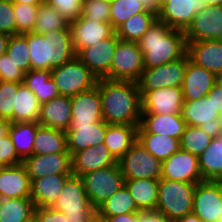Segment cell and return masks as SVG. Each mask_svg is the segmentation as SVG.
Returning <instances> with one entry per match:
<instances>
[{
  "label": "cell",
  "mask_w": 222,
  "mask_h": 222,
  "mask_svg": "<svg viewBox=\"0 0 222 222\" xmlns=\"http://www.w3.org/2000/svg\"><path fill=\"white\" fill-rule=\"evenodd\" d=\"M72 175H48L31 182V196L35 208L51 207Z\"/></svg>",
  "instance_id": "cell-28"
},
{
  "label": "cell",
  "mask_w": 222,
  "mask_h": 222,
  "mask_svg": "<svg viewBox=\"0 0 222 222\" xmlns=\"http://www.w3.org/2000/svg\"><path fill=\"white\" fill-rule=\"evenodd\" d=\"M108 222H140V212L129 214H119L118 216L110 217Z\"/></svg>",
  "instance_id": "cell-54"
},
{
  "label": "cell",
  "mask_w": 222,
  "mask_h": 222,
  "mask_svg": "<svg viewBox=\"0 0 222 222\" xmlns=\"http://www.w3.org/2000/svg\"><path fill=\"white\" fill-rule=\"evenodd\" d=\"M83 0H45V4L52 6L69 24L81 16Z\"/></svg>",
  "instance_id": "cell-47"
},
{
  "label": "cell",
  "mask_w": 222,
  "mask_h": 222,
  "mask_svg": "<svg viewBox=\"0 0 222 222\" xmlns=\"http://www.w3.org/2000/svg\"><path fill=\"white\" fill-rule=\"evenodd\" d=\"M119 40L114 32L110 37L82 49L76 56L98 79H109L111 61Z\"/></svg>",
  "instance_id": "cell-14"
},
{
  "label": "cell",
  "mask_w": 222,
  "mask_h": 222,
  "mask_svg": "<svg viewBox=\"0 0 222 222\" xmlns=\"http://www.w3.org/2000/svg\"><path fill=\"white\" fill-rule=\"evenodd\" d=\"M80 178L90 203L96 209L124 185V177L118 163L90 171Z\"/></svg>",
  "instance_id": "cell-7"
},
{
  "label": "cell",
  "mask_w": 222,
  "mask_h": 222,
  "mask_svg": "<svg viewBox=\"0 0 222 222\" xmlns=\"http://www.w3.org/2000/svg\"><path fill=\"white\" fill-rule=\"evenodd\" d=\"M23 83L35 93L41 104L60 96L50 70H29L25 73Z\"/></svg>",
  "instance_id": "cell-35"
},
{
  "label": "cell",
  "mask_w": 222,
  "mask_h": 222,
  "mask_svg": "<svg viewBox=\"0 0 222 222\" xmlns=\"http://www.w3.org/2000/svg\"><path fill=\"white\" fill-rule=\"evenodd\" d=\"M110 24L114 30L130 17L146 12L140 0H110Z\"/></svg>",
  "instance_id": "cell-42"
},
{
  "label": "cell",
  "mask_w": 222,
  "mask_h": 222,
  "mask_svg": "<svg viewBox=\"0 0 222 222\" xmlns=\"http://www.w3.org/2000/svg\"><path fill=\"white\" fill-rule=\"evenodd\" d=\"M186 41L213 40L222 42V5H209L197 12L185 31Z\"/></svg>",
  "instance_id": "cell-16"
},
{
  "label": "cell",
  "mask_w": 222,
  "mask_h": 222,
  "mask_svg": "<svg viewBox=\"0 0 222 222\" xmlns=\"http://www.w3.org/2000/svg\"><path fill=\"white\" fill-rule=\"evenodd\" d=\"M216 84V74L191 62L187 55V67L182 83L184 101L205 97Z\"/></svg>",
  "instance_id": "cell-22"
},
{
  "label": "cell",
  "mask_w": 222,
  "mask_h": 222,
  "mask_svg": "<svg viewBox=\"0 0 222 222\" xmlns=\"http://www.w3.org/2000/svg\"><path fill=\"white\" fill-rule=\"evenodd\" d=\"M186 54L194 64L216 75L222 72V42L213 40L187 41Z\"/></svg>",
  "instance_id": "cell-23"
},
{
  "label": "cell",
  "mask_w": 222,
  "mask_h": 222,
  "mask_svg": "<svg viewBox=\"0 0 222 222\" xmlns=\"http://www.w3.org/2000/svg\"><path fill=\"white\" fill-rule=\"evenodd\" d=\"M205 7L202 0H164L160 2L157 19L172 29L186 31L196 13Z\"/></svg>",
  "instance_id": "cell-15"
},
{
  "label": "cell",
  "mask_w": 222,
  "mask_h": 222,
  "mask_svg": "<svg viewBox=\"0 0 222 222\" xmlns=\"http://www.w3.org/2000/svg\"><path fill=\"white\" fill-rule=\"evenodd\" d=\"M124 185L140 211L156 210L159 179H124Z\"/></svg>",
  "instance_id": "cell-30"
},
{
  "label": "cell",
  "mask_w": 222,
  "mask_h": 222,
  "mask_svg": "<svg viewBox=\"0 0 222 222\" xmlns=\"http://www.w3.org/2000/svg\"><path fill=\"white\" fill-rule=\"evenodd\" d=\"M0 32L10 36L16 34V19L10 0H0Z\"/></svg>",
  "instance_id": "cell-49"
},
{
  "label": "cell",
  "mask_w": 222,
  "mask_h": 222,
  "mask_svg": "<svg viewBox=\"0 0 222 222\" xmlns=\"http://www.w3.org/2000/svg\"><path fill=\"white\" fill-rule=\"evenodd\" d=\"M144 70L138 42L119 40L111 61L109 79L137 82Z\"/></svg>",
  "instance_id": "cell-9"
},
{
  "label": "cell",
  "mask_w": 222,
  "mask_h": 222,
  "mask_svg": "<svg viewBox=\"0 0 222 222\" xmlns=\"http://www.w3.org/2000/svg\"><path fill=\"white\" fill-rule=\"evenodd\" d=\"M144 69H152L180 59L187 53L185 31L172 29L156 19L138 41Z\"/></svg>",
  "instance_id": "cell-2"
},
{
  "label": "cell",
  "mask_w": 222,
  "mask_h": 222,
  "mask_svg": "<svg viewBox=\"0 0 222 222\" xmlns=\"http://www.w3.org/2000/svg\"><path fill=\"white\" fill-rule=\"evenodd\" d=\"M196 184L160 178L155 211L172 222L191 214Z\"/></svg>",
  "instance_id": "cell-4"
},
{
  "label": "cell",
  "mask_w": 222,
  "mask_h": 222,
  "mask_svg": "<svg viewBox=\"0 0 222 222\" xmlns=\"http://www.w3.org/2000/svg\"><path fill=\"white\" fill-rule=\"evenodd\" d=\"M140 222H172L157 211H141Z\"/></svg>",
  "instance_id": "cell-52"
},
{
  "label": "cell",
  "mask_w": 222,
  "mask_h": 222,
  "mask_svg": "<svg viewBox=\"0 0 222 222\" xmlns=\"http://www.w3.org/2000/svg\"><path fill=\"white\" fill-rule=\"evenodd\" d=\"M124 179H160L162 162L157 160L137 140L118 161Z\"/></svg>",
  "instance_id": "cell-8"
},
{
  "label": "cell",
  "mask_w": 222,
  "mask_h": 222,
  "mask_svg": "<svg viewBox=\"0 0 222 222\" xmlns=\"http://www.w3.org/2000/svg\"><path fill=\"white\" fill-rule=\"evenodd\" d=\"M51 78L61 96L73 97L94 88L98 78L75 56L70 61L54 67Z\"/></svg>",
  "instance_id": "cell-6"
},
{
  "label": "cell",
  "mask_w": 222,
  "mask_h": 222,
  "mask_svg": "<svg viewBox=\"0 0 222 222\" xmlns=\"http://www.w3.org/2000/svg\"><path fill=\"white\" fill-rule=\"evenodd\" d=\"M198 162L203 180L222 179V134L211 140L204 152L198 156Z\"/></svg>",
  "instance_id": "cell-31"
},
{
  "label": "cell",
  "mask_w": 222,
  "mask_h": 222,
  "mask_svg": "<svg viewBox=\"0 0 222 222\" xmlns=\"http://www.w3.org/2000/svg\"><path fill=\"white\" fill-rule=\"evenodd\" d=\"M186 126L180 114L142 113L137 133L168 135L180 140Z\"/></svg>",
  "instance_id": "cell-26"
},
{
  "label": "cell",
  "mask_w": 222,
  "mask_h": 222,
  "mask_svg": "<svg viewBox=\"0 0 222 222\" xmlns=\"http://www.w3.org/2000/svg\"><path fill=\"white\" fill-rule=\"evenodd\" d=\"M193 214L203 222H222V183L203 180L196 184Z\"/></svg>",
  "instance_id": "cell-11"
},
{
  "label": "cell",
  "mask_w": 222,
  "mask_h": 222,
  "mask_svg": "<svg viewBox=\"0 0 222 222\" xmlns=\"http://www.w3.org/2000/svg\"><path fill=\"white\" fill-rule=\"evenodd\" d=\"M72 119L70 125H85L104 121L99 87L71 97Z\"/></svg>",
  "instance_id": "cell-19"
},
{
  "label": "cell",
  "mask_w": 222,
  "mask_h": 222,
  "mask_svg": "<svg viewBox=\"0 0 222 222\" xmlns=\"http://www.w3.org/2000/svg\"><path fill=\"white\" fill-rule=\"evenodd\" d=\"M11 121L0 117V141L9 134Z\"/></svg>",
  "instance_id": "cell-56"
},
{
  "label": "cell",
  "mask_w": 222,
  "mask_h": 222,
  "mask_svg": "<svg viewBox=\"0 0 222 222\" xmlns=\"http://www.w3.org/2000/svg\"><path fill=\"white\" fill-rule=\"evenodd\" d=\"M93 222H108L106 220L100 219L98 216H96L93 220Z\"/></svg>",
  "instance_id": "cell-63"
},
{
  "label": "cell",
  "mask_w": 222,
  "mask_h": 222,
  "mask_svg": "<svg viewBox=\"0 0 222 222\" xmlns=\"http://www.w3.org/2000/svg\"><path fill=\"white\" fill-rule=\"evenodd\" d=\"M34 211L31 198L2 199L0 222H23L33 216Z\"/></svg>",
  "instance_id": "cell-39"
},
{
  "label": "cell",
  "mask_w": 222,
  "mask_h": 222,
  "mask_svg": "<svg viewBox=\"0 0 222 222\" xmlns=\"http://www.w3.org/2000/svg\"><path fill=\"white\" fill-rule=\"evenodd\" d=\"M6 54L25 73L31 70L27 33L11 35L8 40Z\"/></svg>",
  "instance_id": "cell-41"
},
{
  "label": "cell",
  "mask_w": 222,
  "mask_h": 222,
  "mask_svg": "<svg viewBox=\"0 0 222 222\" xmlns=\"http://www.w3.org/2000/svg\"><path fill=\"white\" fill-rule=\"evenodd\" d=\"M144 9L155 13L156 15L159 12L160 1L159 0H140Z\"/></svg>",
  "instance_id": "cell-55"
},
{
  "label": "cell",
  "mask_w": 222,
  "mask_h": 222,
  "mask_svg": "<svg viewBox=\"0 0 222 222\" xmlns=\"http://www.w3.org/2000/svg\"><path fill=\"white\" fill-rule=\"evenodd\" d=\"M38 7L39 6L13 3L16 19V34L33 32L37 19Z\"/></svg>",
  "instance_id": "cell-45"
},
{
  "label": "cell",
  "mask_w": 222,
  "mask_h": 222,
  "mask_svg": "<svg viewBox=\"0 0 222 222\" xmlns=\"http://www.w3.org/2000/svg\"><path fill=\"white\" fill-rule=\"evenodd\" d=\"M138 126L108 124L104 144L112 156L119 161L137 141Z\"/></svg>",
  "instance_id": "cell-29"
},
{
  "label": "cell",
  "mask_w": 222,
  "mask_h": 222,
  "mask_svg": "<svg viewBox=\"0 0 222 222\" xmlns=\"http://www.w3.org/2000/svg\"><path fill=\"white\" fill-rule=\"evenodd\" d=\"M1 205H2V198L0 197V211H1Z\"/></svg>",
  "instance_id": "cell-65"
},
{
  "label": "cell",
  "mask_w": 222,
  "mask_h": 222,
  "mask_svg": "<svg viewBox=\"0 0 222 222\" xmlns=\"http://www.w3.org/2000/svg\"><path fill=\"white\" fill-rule=\"evenodd\" d=\"M161 178L187 183L203 181L198 156L180 149L162 162Z\"/></svg>",
  "instance_id": "cell-18"
},
{
  "label": "cell",
  "mask_w": 222,
  "mask_h": 222,
  "mask_svg": "<svg viewBox=\"0 0 222 222\" xmlns=\"http://www.w3.org/2000/svg\"><path fill=\"white\" fill-rule=\"evenodd\" d=\"M212 139L199 126L187 125L180 139V149L199 156L208 147Z\"/></svg>",
  "instance_id": "cell-43"
},
{
  "label": "cell",
  "mask_w": 222,
  "mask_h": 222,
  "mask_svg": "<svg viewBox=\"0 0 222 222\" xmlns=\"http://www.w3.org/2000/svg\"><path fill=\"white\" fill-rule=\"evenodd\" d=\"M22 83L0 81V117L13 123V110L18 87Z\"/></svg>",
  "instance_id": "cell-46"
},
{
  "label": "cell",
  "mask_w": 222,
  "mask_h": 222,
  "mask_svg": "<svg viewBox=\"0 0 222 222\" xmlns=\"http://www.w3.org/2000/svg\"><path fill=\"white\" fill-rule=\"evenodd\" d=\"M187 67V54L177 60L152 69H144L137 81L139 90L181 87Z\"/></svg>",
  "instance_id": "cell-12"
},
{
  "label": "cell",
  "mask_w": 222,
  "mask_h": 222,
  "mask_svg": "<svg viewBox=\"0 0 222 222\" xmlns=\"http://www.w3.org/2000/svg\"><path fill=\"white\" fill-rule=\"evenodd\" d=\"M156 19L155 13L142 12L130 17L115 32L120 40L138 42Z\"/></svg>",
  "instance_id": "cell-38"
},
{
  "label": "cell",
  "mask_w": 222,
  "mask_h": 222,
  "mask_svg": "<svg viewBox=\"0 0 222 222\" xmlns=\"http://www.w3.org/2000/svg\"><path fill=\"white\" fill-rule=\"evenodd\" d=\"M70 28L76 55L82 49L93 46V44L110 37L115 32L110 23L91 22L82 16L71 22Z\"/></svg>",
  "instance_id": "cell-21"
},
{
  "label": "cell",
  "mask_w": 222,
  "mask_h": 222,
  "mask_svg": "<svg viewBox=\"0 0 222 222\" xmlns=\"http://www.w3.org/2000/svg\"><path fill=\"white\" fill-rule=\"evenodd\" d=\"M34 214L38 222H68L66 214L52 207H37Z\"/></svg>",
  "instance_id": "cell-51"
},
{
  "label": "cell",
  "mask_w": 222,
  "mask_h": 222,
  "mask_svg": "<svg viewBox=\"0 0 222 222\" xmlns=\"http://www.w3.org/2000/svg\"><path fill=\"white\" fill-rule=\"evenodd\" d=\"M96 210L97 216L106 221L110 217L118 216L119 214L141 212L125 185L104 201Z\"/></svg>",
  "instance_id": "cell-36"
},
{
  "label": "cell",
  "mask_w": 222,
  "mask_h": 222,
  "mask_svg": "<svg viewBox=\"0 0 222 222\" xmlns=\"http://www.w3.org/2000/svg\"><path fill=\"white\" fill-rule=\"evenodd\" d=\"M9 134L0 141V167L15 166L22 163Z\"/></svg>",
  "instance_id": "cell-50"
},
{
  "label": "cell",
  "mask_w": 222,
  "mask_h": 222,
  "mask_svg": "<svg viewBox=\"0 0 222 222\" xmlns=\"http://www.w3.org/2000/svg\"><path fill=\"white\" fill-rule=\"evenodd\" d=\"M175 222H203L197 215L191 213L177 219Z\"/></svg>",
  "instance_id": "cell-58"
},
{
  "label": "cell",
  "mask_w": 222,
  "mask_h": 222,
  "mask_svg": "<svg viewBox=\"0 0 222 222\" xmlns=\"http://www.w3.org/2000/svg\"><path fill=\"white\" fill-rule=\"evenodd\" d=\"M31 70H52L76 56L70 25L44 35L27 33Z\"/></svg>",
  "instance_id": "cell-3"
},
{
  "label": "cell",
  "mask_w": 222,
  "mask_h": 222,
  "mask_svg": "<svg viewBox=\"0 0 222 222\" xmlns=\"http://www.w3.org/2000/svg\"><path fill=\"white\" fill-rule=\"evenodd\" d=\"M23 222H38L36 215L34 214L31 216L28 220L23 221Z\"/></svg>",
  "instance_id": "cell-62"
},
{
  "label": "cell",
  "mask_w": 222,
  "mask_h": 222,
  "mask_svg": "<svg viewBox=\"0 0 222 222\" xmlns=\"http://www.w3.org/2000/svg\"><path fill=\"white\" fill-rule=\"evenodd\" d=\"M139 91L141 93L142 113L180 114V110L184 105L181 87Z\"/></svg>",
  "instance_id": "cell-17"
},
{
  "label": "cell",
  "mask_w": 222,
  "mask_h": 222,
  "mask_svg": "<svg viewBox=\"0 0 222 222\" xmlns=\"http://www.w3.org/2000/svg\"><path fill=\"white\" fill-rule=\"evenodd\" d=\"M41 103L35 93L24 83L17 90L13 110V123L37 122L40 115Z\"/></svg>",
  "instance_id": "cell-32"
},
{
  "label": "cell",
  "mask_w": 222,
  "mask_h": 222,
  "mask_svg": "<svg viewBox=\"0 0 222 222\" xmlns=\"http://www.w3.org/2000/svg\"><path fill=\"white\" fill-rule=\"evenodd\" d=\"M69 25L70 24L52 6L44 3L38 7L33 32L44 35L54 30H64Z\"/></svg>",
  "instance_id": "cell-40"
},
{
  "label": "cell",
  "mask_w": 222,
  "mask_h": 222,
  "mask_svg": "<svg viewBox=\"0 0 222 222\" xmlns=\"http://www.w3.org/2000/svg\"><path fill=\"white\" fill-rule=\"evenodd\" d=\"M31 181L24 165L0 167V197L30 198Z\"/></svg>",
  "instance_id": "cell-25"
},
{
  "label": "cell",
  "mask_w": 222,
  "mask_h": 222,
  "mask_svg": "<svg viewBox=\"0 0 222 222\" xmlns=\"http://www.w3.org/2000/svg\"><path fill=\"white\" fill-rule=\"evenodd\" d=\"M110 0H83L81 16L96 23H110Z\"/></svg>",
  "instance_id": "cell-44"
},
{
  "label": "cell",
  "mask_w": 222,
  "mask_h": 222,
  "mask_svg": "<svg viewBox=\"0 0 222 222\" xmlns=\"http://www.w3.org/2000/svg\"><path fill=\"white\" fill-rule=\"evenodd\" d=\"M71 110V97L60 95L41 104L37 122L44 127L66 131L72 119Z\"/></svg>",
  "instance_id": "cell-27"
},
{
  "label": "cell",
  "mask_w": 222,
  "mask_h": 222,
  "mask_svg": "<svg viewBox=\"0 0 222 222\" xmlns=\"http://www.w3.org/2000/svg\"><path fill=\"white\" fill-rule=\"evenodd\" d=\"M208 94H212V101L215 109H218L219 114L222 112V88L215 84Z\"/></svg>",
  "instance_id": "cell-53"
},
{
  "label": "cell",
  "mask_w": 222,
  "mask_h": 222,
  "mask_svg": "<svg viewBox=\"0 0 222 222\" xmlns=\"http://www.w3.org/2000/svg\"><path fill=\"white\" fill-rule=\"evenodd\" d=\"M39 126L38 122L11 123L9 136L17 154L22 159L33 154L34 138Z\"/></svg>",
  "instance_id": "cell-37"
},
{
  "label": "cell",
  "mask_w": 222,
  "mask_h": 222,
  "mask_svg": "<svg viewBox=\"0 0 222 222\" xmlns=\"http://www.w3.org/2000/svg\"><path fill=\"white\" fill-rule=\"evenodd\" d=\"M67 215L68 222H93L97 216L96 208L90 203L84 191L82 179L79 176H70L51 206Z\"/></svg>",
  "instance_id": "cell-5"
},
{
  "label": "cell",
  "mask_w": 222,
  "mask_h": 222,
  "mask_svg": "<svg viewBox=\"0 0 222 222\" xmlns=\"http://www.w3.org/2000/svg\"><path fill=\"white\" fill-rule=\"evenodd\" d=\"M108 124L105 121L85 125H69L66 132L67 151L75 153L104 142Z\"/></svg>",
  "instance_id": "cell-20"
},
{
  "label": "cell",
  "mask_w": 222,
  "mask_h": 222,
  "mask_svg": "<svg viewBox=\"0 0 222 222\" xmlns=\"http://www.w3.org/2000/svg\"><path fill=\"white\" fill-rule=\"evenodd\" d=\"M137 140L161 162L180 150V140L168 135L137 133Z\"/></svg>",
  "instance_id": "cell-34"
},
{
  "label": "cell",
  "mask_w": 222,
  "mask_h": 222,
  "mask_svg": "<svg viewBox=\"0 0 222 222\" xmlns=\"http://www.w3.org/2000/svg\"><path fill=\"white\" fill-rule=\"evenodd\" d=\"M12 3L28 4L39 6L45 3V0H10Z\"/></svg>",
  "instance_id": "cell-59"
},
{
  "label": "cell",
  "mask_w": 222,
  "mask_h": 222,
  "mask_svg": "<svg viewBox=\"0 0 222 222\" xmlns=\"http://www.w3.org/2000/svg\"><path fill=\"white\" fill-rule=\"evenodd\" d=\"M67 151L66 132L39 126L34 138L33 154H52Z\"/></svg>",
  "instance_id": "cell-33"
},
{
  "label": "cell",
  "mask_w": 222,
  "mask_h": 222,
  "mask_svg": "<svg viewBox=\"0 0 222 222\" xmlns=\"http://www.w3.org/2000/svg\"><path fill=\"white\" fill-rule=\"evenodd\" d=\"M206 6L214 5V6H221L222 0H202Z\"/></svg>",
  "instance_id": "cell-60"
},
{
  "label": "cell",
  "mask_w": 222,
  "mask_h": 222,
  "mask_svg": "<svg viewBox=\"0 0 222 222\" xmlns=\"http://www.w3.org/2000/svg\"><path fill=\"white\" fill-rule=\"evenodd\" d=\"M97 86L102 117L107 124L140 125L142 102L137 82L101 78Z\"/></svg>",
  "instance_id": "cell-1"
},
{
  "label": "cell",
  "mask_w": 222,
  "mask_h": 222,
  "mask_svg": "<svg viewBox=\"0 0 222 222\" xmlns=\"http://www.w3.org/2000/svg\"><path fill=\"white\" fill-rule=\"evenodd\" d=\"M180 116L186 125L199 126L212 138L222 134L219 112L213 105L212 94H207L198 100L184 101Z\"/></svg>",
  "instance_id": "cell-10"
},
{
  "label": "cell",
  "mask_w": 222,
  "mask_h": 222,
  "mask_svg": "<svg viewBox=\"0 0 222 222\" xmlns=\"http://www.w3.org/2000/svg\"><path fill=\"white\" fill-rule=\"evenodd\" d=\"M9 37L10 35L0 32V56L6 53Z\"/></svg>",
  "instance_id": "cell-57"
},
{
  "label": "cell",
  "mask_w": 222,
  "mask_h": 222,
  "mask_svg": "<svg viewBox=\"0 0 222 222\" xmlns=\"http://www.w3.org/2000/svg\"><path fill=\"white\" fill-rule=\"evenodd\" d=\"M219 121H220L221 126H222V112L219 114Z\"/></svg>",
  "instance_id": "cell-64"
},
{
  "label": "cell",
  "mask_w": 222,
  "mask_h": 222,
  "mask_svg": "<svg viewBox=\"0 0 222 222\" xmlns=\"http://www.w3.org/2000/svg\"><path fill=\"white\" fill-rule=\"evenodd\" d=\"M25 72L6 54L0 56V81L23 83Z\"/></svg>",
  "instance_id": "cell-48"
},
{
  "label": "cell",
  "mask_w": 222,
  "mask_h": 222,
  "mask_svg": "<svg viewBox=\"0 0 222 222\" xmlns=\"http://www.w3.org/2000/svg\"><path fill=\"white\" fill-rule=\"evenodd\" d=\"M216 84L222 88V72L216 75Z\"/></svg>",
  "instance_id": "cell-61"
},
{
  "label": "cell",
  "mask_w": 222,
  "mask_h": 222,
  "mask_svg": "<svg viewBox=\"0 0 222 222\" xmlns=\"http://www.w3.org/2000/svg\"><path fill=\"white\" fill-rule=\"evenodd\" d=\"M30 181L48 175H73L72 155L69 152L32 154L22 160Z\"/></svg>",
  "instance_id": "cell-13"
},
{
  "label": "cell",
  "mask_w": 222,
  "mask_h": 222,
  "mask_svg": "<svg viewBox=\"0 0 222 222\" xmlns=\"http://www.w3.org/2000/svg\"><path fill=\"white\" fill-rule=\"evenodd\" d=\"M118 163L104 143L79 151L72 156V173L81 176L90 171L111 167Z\"/></svg>",
  "instance_id": "cell-24"
}]
</instances>
